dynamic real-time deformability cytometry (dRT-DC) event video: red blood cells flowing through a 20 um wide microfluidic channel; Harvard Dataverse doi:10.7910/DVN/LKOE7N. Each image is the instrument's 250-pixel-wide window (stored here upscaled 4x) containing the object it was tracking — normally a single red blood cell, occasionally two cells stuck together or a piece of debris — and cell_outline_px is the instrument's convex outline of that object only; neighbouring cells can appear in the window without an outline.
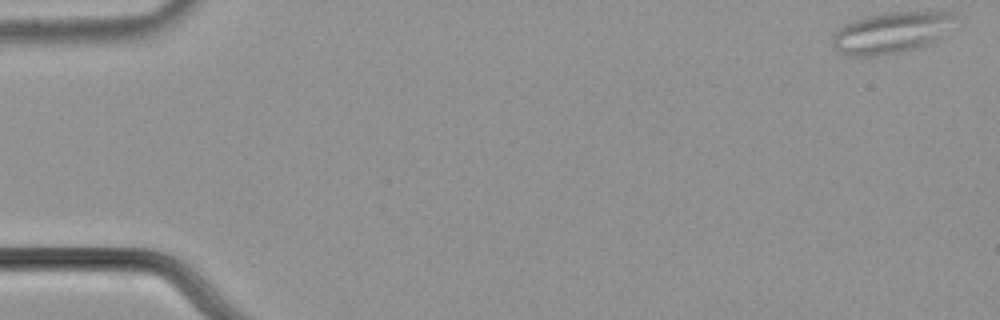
{"species": "common noctule bat (a hibernating species)", "species_latin": "Nyctalus noctula", "temperature_condition": "cold", "stored_images_in_passage": 55, "camera_frame_rate_fps": 3000, "um_per_image_px": 0.085, "animal": {"sex": "male", "body_mass_g": 21.5, "forearm_length_mm": 52.0}, "frame": {"image": 1, "passage_image": 1, "time_ms": 0.0, "image_size_px": [1000, 320], "cell_outline_px": [[956, 16], [944, 36], [928, 44], [916, 48], [900, 52], [876, 56], [848, 56], [836, 52], [832, 48], [832, 32], [844, 24], [868, 16], [884, 12], [956, 12]], "centroid_in_image_um": [75.7, 2.79], "position_along_channel_um": 9.3, "area_um2": 29.71}}
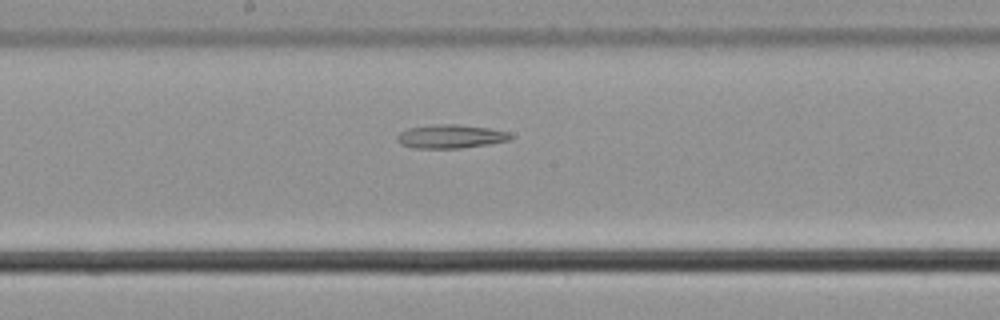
{"frame": {"image": 2, "passage_image": 29, "time_ms": 9.333, "image_size_px": [1000, 320], "cell_outline_px": [[512, 140], [488, 144], [460, 148], [412, 148], [400, 144], [396, 140], [396, 136], [400, 132], [408, 128], [432, 124], [460, 124], [492, 128], [508, 132], [512, 136]], "centroid_in_image_um": [38.29, 11.59], "position_along_channel_um": 209.9, "area_um2": 15.9}}
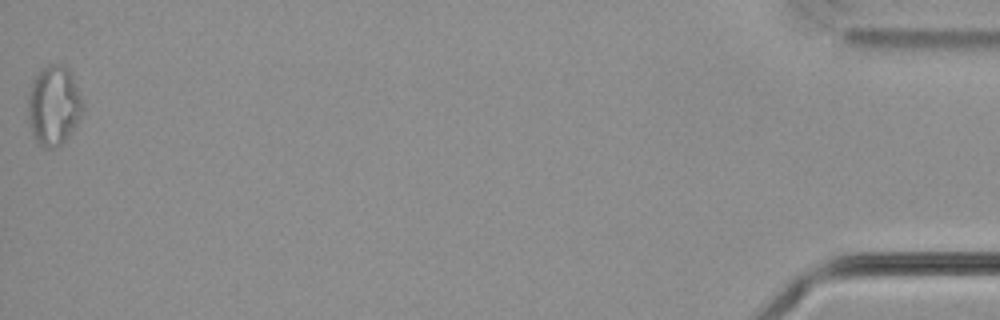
{"frame": {"image": 3, "passage_image": 55, "time_ms": 18.0, "image_size_px": [1000, 320], "cell_outline_px": [[84, 112], [64, 144], [60, 148], [44, 148], [36, 140], [32, 132], [28, 120], [28, 92], [32, 80], [48, 64], [60, 64], [68, 68], [72, 76], [84, 104]], "centroid_in_image_um": [4.58, 9.01], "position_along_channel_um": 430.6, "area_um2": 25.66}}